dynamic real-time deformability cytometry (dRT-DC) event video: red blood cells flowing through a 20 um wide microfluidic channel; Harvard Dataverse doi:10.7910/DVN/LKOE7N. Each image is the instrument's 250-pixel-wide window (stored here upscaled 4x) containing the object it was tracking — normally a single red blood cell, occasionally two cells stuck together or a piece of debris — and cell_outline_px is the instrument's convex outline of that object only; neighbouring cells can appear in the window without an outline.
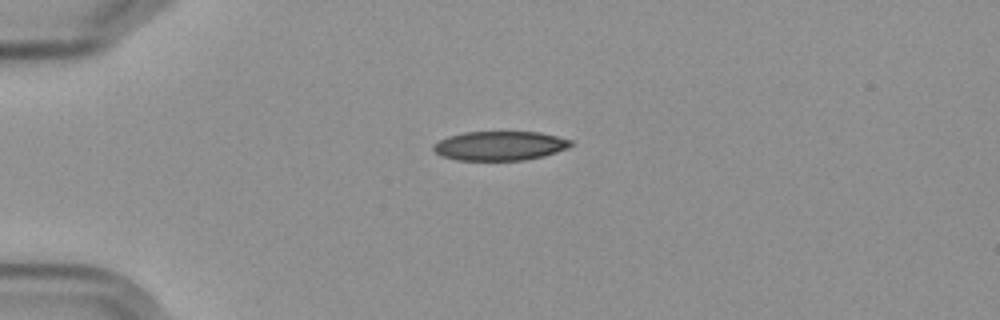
{"species": "Egyptian fruit bat (a non-hibernating species)", "species_latin": "Rousettus aegyptiacus", "temperature_condition": "cold", "stored_images_in_passage": 8, "camera_frame_rate_fps": 3000, "um_per_image_px": 0.085, "frame": {"image": 1, "passage_image": 1, "time_ms": 0.0, "image_size_px": [1000, 320], "cell_outline_px": [[572, 144], [568, 148], [544, 156], [524, 160], [456, 160], [440, 156], [432, 148], [432, 144], [448, 136], [464, 132], [540, 132], [572, 140]], "centroid_in_image_um": [42.47, 12.39], "position_along_channel_um": 42.5, "area_um2": 23.47}}
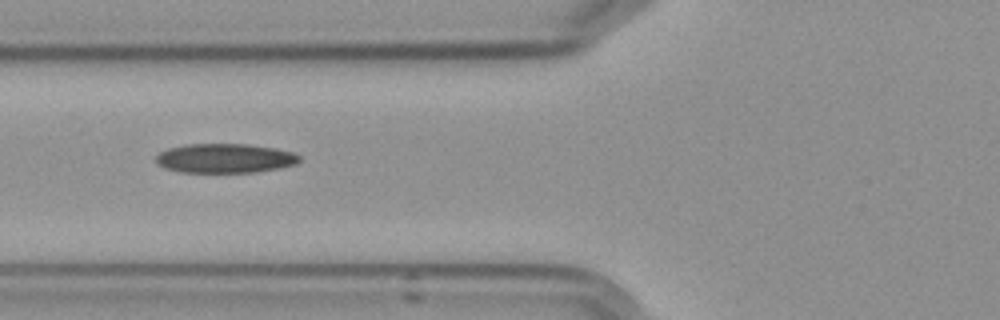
{"frame": {"image": 2, "passage_image": 3, "time_ms": 2.667, "image_size_px": [1000, 320], "cell_outline_px": [[300, 160], [296, 164], [280, 168], [256, 172], [180, 172], [164, 168], [156, 164], [156, 156], [160, 152], [168, 148], [184, 144], [248, 144], [276, 148], [292, 152], [300, 156]], "centroid_in_image_um": [19.11, 13.45], "position_along_channel_um": 106.7, "area_um2": 24.68}}
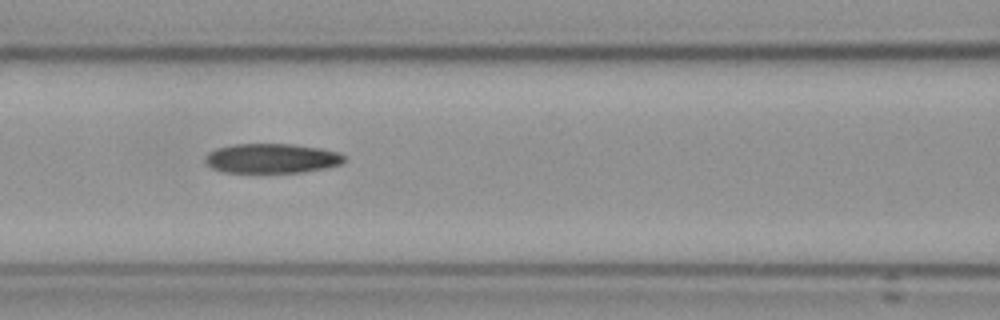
{"frame": {"image": 3, "passage_image": 4, "time_ms": 3.667, "image_size_px": [1000, 320], "cell_outline_px": [[344, 160], [340, 164], [324, 168], [304, 172], [224, 172], [212, 168], [204, 160], [204, 156], [208, 152], [216, 148], [236, 144], [292, 144], [320, 148], [340, 152], [344, 156]], "centroid_in_image_um": [23.08, 13.45], "position_along_channel_um": 143.5, "area_um2": 23.93}}